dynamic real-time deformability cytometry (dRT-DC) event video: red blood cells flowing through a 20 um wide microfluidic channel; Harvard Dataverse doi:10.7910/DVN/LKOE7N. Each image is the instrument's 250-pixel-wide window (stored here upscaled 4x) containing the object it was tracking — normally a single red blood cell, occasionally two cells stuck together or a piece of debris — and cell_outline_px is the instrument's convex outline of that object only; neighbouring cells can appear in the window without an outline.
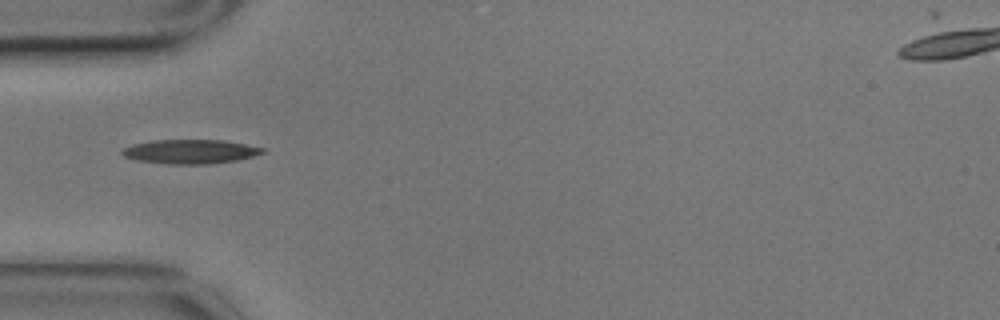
{"species": "common noctule bat (a hibernating species)", "species_latin": "Nyctalus noctula", "temperature_condition": "cold", "stored_images_in_passage": 10, "camera_frame_rate_fps": 3000, "um_per_image_px": 0.085, "animal": {"sex": "male", "body_mass_g": 17.9}, "frame": {"image": 1, "passage_image": 1, "time_ms": 0.0, "image_size_px": [1000, 320], "cell_outline_px": [[268, 148], [264, 152], [252, 156], [236, 160], [204, 164], [172, 164], [136, 160], [124, 156], [120, 152], [124, 148], [136, 144], [156, 140], [224, 140]], "centroid_in_image_um": [16.22, 12.88], "position_along_channel_um": 68.8, "area_um2": 19.54}}
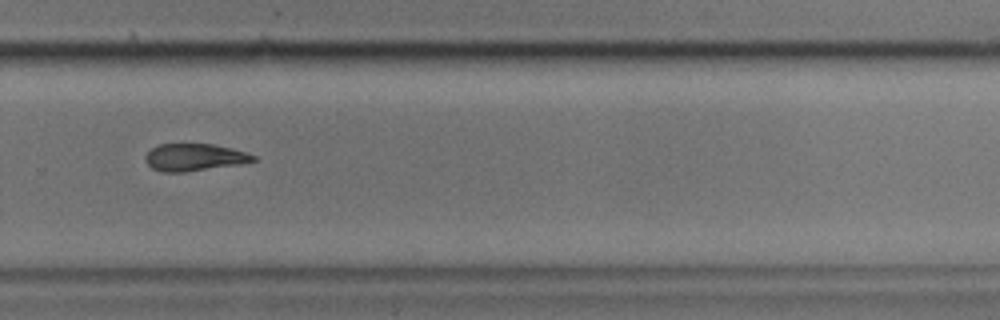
{"frame": {"image": 2, "passage_image": 7, "time_ms": 2.0, "image_size_px": [1000, 320], "cell_outline_px": [[256, 160], [240, 164], [184, 172], [160, 172], [152, 168], [144, 160], [144, 156], [152, 148], [160, 144], [212, 144], [232, 148], [256, 156]], "centroid_in_image_um": [16.49, 13.37], "position_along_channel_um": 313.3, "area_um2": 17.05}}